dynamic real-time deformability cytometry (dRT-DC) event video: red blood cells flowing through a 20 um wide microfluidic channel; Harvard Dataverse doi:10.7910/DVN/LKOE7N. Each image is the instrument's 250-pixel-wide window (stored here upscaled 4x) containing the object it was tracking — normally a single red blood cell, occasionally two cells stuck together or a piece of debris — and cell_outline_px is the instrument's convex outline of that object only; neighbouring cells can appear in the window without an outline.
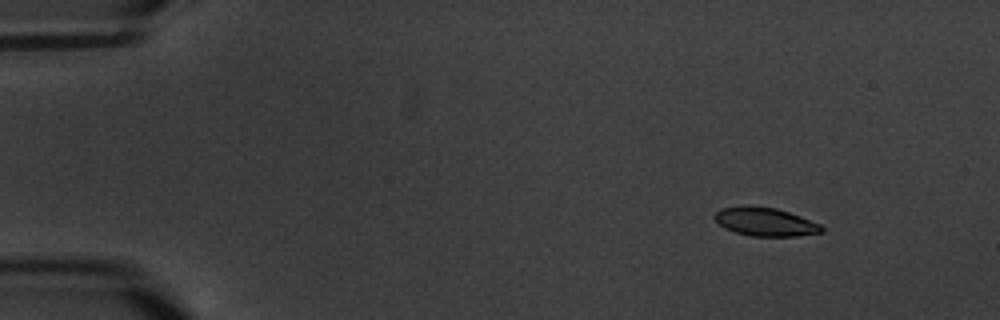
{"species": "common noctule bat (a hibernating species)", "species_latin": "Nyctalus noctula", "temperature_condition": "warm", "stored_images_in_passage": 5, "camera_frame_rate_fps": 3000, "um_per_image_px": 0.085, "animal": {"sex": "male", "body_mass_g": 20.1, "forearm_length_mm": 53.5}, "frame": {"image": 1, "passage_image": 1, "time_ms": 0.0, "image_size_px": [1000, 320], "cell_outline_px": [[824, 232], [800, 236], [752, 236], [736, 232], [724, 228], [712, 216], [720, 208], [744, 204], [776, 208], [800, 216], [820, 224], [824, 228]], "centroid_in_image_um": [65.03, 18.84], "position_along_channel_um": 20.0, "area_um2": 17.98}}